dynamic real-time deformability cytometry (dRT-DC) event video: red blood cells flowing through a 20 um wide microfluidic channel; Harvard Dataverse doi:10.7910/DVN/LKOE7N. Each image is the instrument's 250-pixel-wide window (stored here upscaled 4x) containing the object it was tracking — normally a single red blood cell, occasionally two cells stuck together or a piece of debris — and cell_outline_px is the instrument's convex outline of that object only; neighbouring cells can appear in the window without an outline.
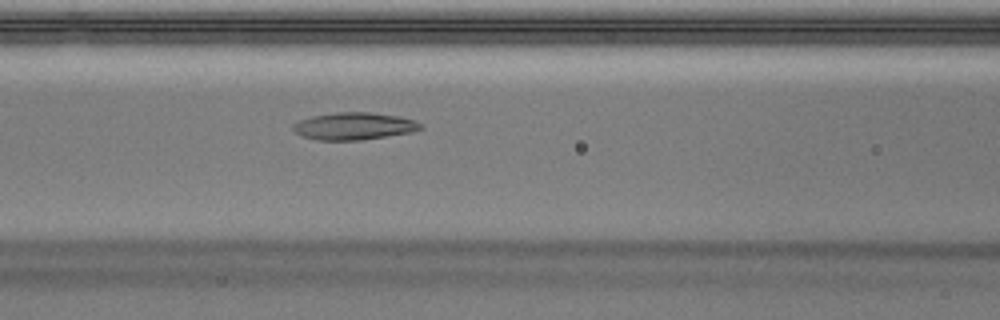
{"species": "Egyptian fruit bat (a non-hibernating species)", "species_latin": "Rousettus aegyptiacus", "temperature_condition": "warm", "stored_images_in_passage": 36, "camera_frame_rate_fps": 3000, "um_per_image_px": 0.085, "animal": {"sex": "male"}, "frame": {"image": 1, "passage_image": 16, "time_ms": 5.0, "image_size_px": [1000, 320], "cell_outline_px": [[424, 128], [412, 132], [360, 140], [316, 140], [300, 136], [292, 128], [292, 124], [300, 120], [312, 116], [336, 112], [368, 112], [400, 116], [424, 124]], "centroid_in_image_um": [30.09, 10.72], "position_along_channel_um": 136.5, "area_um2": 20.35}}
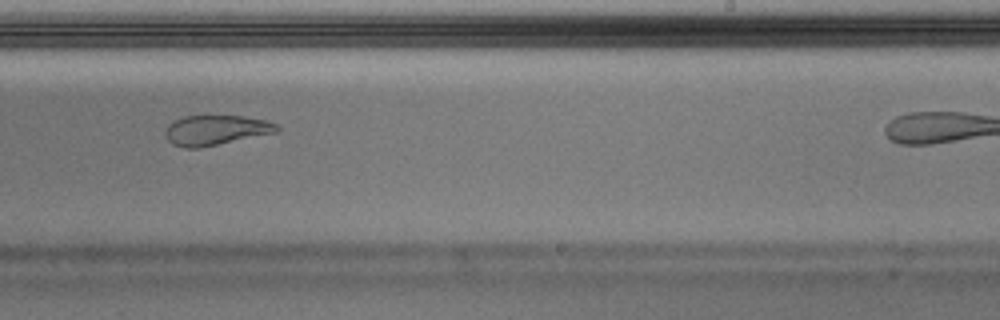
{"frame": {"image": 2, "passage_image": 26, "time_ms": 8.333, "image_size_px": [1000, 320], "cell_outline_px": [[280, 128], [276, 132], [200, 148], [184, 148], [172, 144], [164, 136], [164, 132], [168, 124], [172, 120], [184, 116], [244, 116], [268, 120], [276, 124]], "centroid_in_image_um": [18.3, 11.06], "position_along_channel_um": 270.7, "area_um2": 19.59}}